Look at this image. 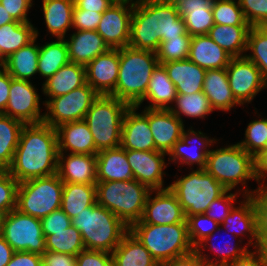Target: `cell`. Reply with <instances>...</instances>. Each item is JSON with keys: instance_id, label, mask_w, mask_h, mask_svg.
<instances>
[{"instance_id": "cell-4", "label": "cell", "mask_w": 267, "mask_h": 266, "mask_svg": "<svg viewBox=\"0 0 267 266\" xmlns=\"http://www.w3.org/2000/svg\"><path fill=\"white\" fill-rule=\"evenodd\" d=\"M82 237L85 249L112 253L129 231L115 214L95 203L71 219Z\"/></svg>"}, {"instance_id": "cell-34", "label": "cell", "mask_w": 267, "mask_h": 266, "mask_svg": "<svg viewBox=\"0 0 267 266\" xmlns=\"http://www.w3.org/2000/svg\"><path fill=\"white\" fill-rule=\"evenodd\" d=\"M31 22H11L0 27V64L15 51L38 37Z\"/></svg>"}, {"instance_id": "cell-55", "label": "cell", "mask_w": 267, "mask_h": 266, "mask_svg": "<svg viewBox=\"0 0 267 266\" xmlns=\"http://www.w3.org/2000/svg\"><path fill=\"white\" fill-rule=\"evenodd\" d=\"M101 17L102 13L99 12L74 9L72 28L76 30H96Z\"/></svg>"}, {"instance_id": "cell-59", "label": "cell", "mask_w": 267, "mask_h": 266, "mask_svg": "<svg viewBox=\"0 0 267 266\" xmlns=\"http://www.w3.org/2000/svg\"><path fill=\"white\" fill-rule=\"evenodd\" d=\"M42 257L40 254L19 251L14 252L11 260L6 266H41Z\"/></svg>"}, {"instance_id": "cell-30", "label": "cell", "mask_w": 267, "mask_h": 266, "mask_svg": "<svg viewBox=\"0 0 267 266\" xmlns=\"http://www.w3.org/2000/svg\"><path fill=\"white\" fill-rule=\"evenodd\" d=\"M86 83L85 66L69 62L53 76L45 80L42 90L44 95L54 98L68 94Z\"/></svg>"}, {"instance_id": "cell-53", "label": "cell", "mask_w": 267, "mask_h": 266, "mask_svg": "<svg viewBox=\"0 0 267 266\" xmlns=\"http://www.w3.org/2000/svg\"><path fill=\"white\" fill-rule=\"evenodd\" d=\"M40 221L44 236H49L52 235L53 232L65 230V228L72 225L71 218L67 216L61 208L41 218Z\"/></svg>"}, {"instance_id": "cell-65", "label": "cell", "mask_w": 267, "mask_h": 266, "mask_svg": "<svg viewBox=\"0 0 267 266\" xmlns=\"http://www.w3.org/2000/svg\"><path fill=\"white\" fill-rule=\"evenodd\" d=\"M13 248L0 236V266H6L14 254Z\"/></svg>"}, {"instance_id": "cell-56", "label": "cell", "mask_w": 267, "mask_h": 266, "mask_svg": "<svg viewBox=\"0 0 267 266\" xmlns=\"http://www.w3.org/2000/svg\"><path fill=\"white\" fill-rule=\"evenodd\" d=\"M0 4L15 21L30 22L27 13L29 8L32 7V0H0Z\"/></svg>"}, {"instance_id": "cell-28", "label": "cell", "mask_w": 267, "mask_h": 266, "mask_svg": "<svg viewBox=\"0 0 267 266\" xmlns=\"http://www.w3.org/2000/svg\"><path fill=\"white\" fill-rule=\"evenodd\" d=\"M213 110L229 111L235 105L242 106L234 97L228 82L226 68L208 69L205 73L203 90Z\"/></svg>"}, {"instance_id": "cell-50", "label": "cell", "mask_w": 267, "mask_h": 266, "mask_svg": "<svg viewBox=\"0 0 267 266\" xmlns=\"http://www.w3.org/2000/svg\"><path fill=\"white\" fill-rule=\"evenodd\" d=\"M183 19L191 36L208 35L214 25L212 10L190 11Z\"/></svg>"}, {"instance_id": "cell-19", "label": "cell", "mask_w": 267, "mask_h": 266, "mask_svg": "<svg viewBox=\"0 0 267 266\" xmlns=\"http://www.w3.org/2000/svg\"><path fill=\"white\" fill-rule=\"evenodd\" d=\"M119 73V49H109L85 66L86 83L99 95H110Z\"/></svg>"}, {"instance_id": "cell-20", "label": "cell", "mask_w": 267, "mask_h": 266, "mask_svg": "<svg viewBox=\"0 0 267 266\" xmlns=\"http://www.w3.org/2000/svg\"><path fill=\"white\" fill-rule=\"evenodd\" d=\"M148 123L156 150L168 155L184 132V122L169 109L148 108Z\"/></svg>"}, {"instance_id": "cell-21", "label": "cell", "mask_w": 267, "mask_h": 266, "mask_svg": "<svg viewBox=\"0 0 267 266\" xmlns=\"http://www.w3.org/2000/svg\"><path fill=\"white\" fill-rule=\"evenodd\" d=\"M67 156L58 153L57 175L63 183H97L96 155L70 153Z\"/></svg>"}, {"instance_id": "cell-52", "label": "cell", "mask_w": 267, "mask_h": 266, "mask_svg": "<svg viewBox=\"0 0 267 266\" xmlns=\"http://www.w3.org/2000/svg\"><path fill=\"white\" fill-rule=\"evenodd\" d=\"M231 190H226L220 197L215 199L204 213L207 217L211 218L219 225L224 222L230 214L232 208L235 206L234 202L237 198V193H229ZM220 208V209H219Z\"/></svg>"}, {"instance_id": "cell-8", "label": "cell", "mask_w": 267, "mask_h": 266, "mask_svg": "<svg viewBox=\"0 0 267 266\" xmlns=\"http://www.w3.org/2000/svg\"><path fill=\"white\" fill-rule=\"evenodd\" d=\"M205 170L226 190L234 189L239 183L244 187L243 196H249L254 190L245 189L246 180H256L254 175V157L238 143L210 150Z\"/></svg>"}, {"instance_id": "cell-13", "label": "cell", "mask_w": 267, "mask_h": 266, "mask_svg": "<svg viewBox=\"0 0 267 266\" xmlns=\"http://www.w3.org/2000/svg\"><path fill=\"white\" fill-rule=\"evenodd\" d=\"M226 71L232 93L241 105L250 103L266 88L261 71L246 56L232 57Z\"/></svg>"}, {"instance_id": "cell-26", "label": "cell", "mask_w": 267, "mask_h": 266, "mask_svg": "<svg viewBox=\"0 0 267 266\" xmlns=\"http://www.w3.org/2000/svg\"><path fill=\"white\" fill-rule=\"evenodd\" d=\"M96 156L97 182L134 179L126 150L121 146L98 151Z\"/></svg>"}, {"instance_id": "cell-62", "label": "cell", "mask_w": 267, "mask_h": 266, "mask_svg": "<svg viewBox=\"0 0 267 266\" xmlns=\"http://www.w3.org/2000/svg\"><path fill=\"white\" fill-rule=\"evenodd\" d=\"M112 4L111 0H74V9L103 13Z\"/></svg>"}, {"instance_id": "cell-17", "label": "cell", "mask_w": 267, "mask_h": 266, "mask_svg": "<svg viewBox=\"0 0 267 266\" xmlns=\"http://www.w3.org/2000/svg\"><path fill=\"white\" fill-rule=\"evenodd\" d=\"M166 153L160 151L126 150V158L130 164L134 179L147 186L150 190H163L165 174L163 169Z\"/></svg>"}, {"instance_id": "cell-48", "label": "cell", "mask_w": 267, "mask_h": 266, "mask_svg": "<svg viewBox=\"0 0 267 266\" xmlns=\"http://www.w3.org/2000/svg\"><path fill=\"white\" fill-rule=\"evenodd\" d=\"M18 184L8 170L0 171V214L6 215L16 208Z\"/></svg>"}, {"instance_id": "cell-47", "label": "cell", "mask_w": 267, "mask_h": 266, "mask_svg": "<svg viewBox=\"0 0 267 266\" xmlns=\"http://www.w3.org/2000/svg\"><path fill=\"white\" fill-rule=\"evenodd\" d=\"M229 241L225 242L224 247L222 246H215L213 243H210L209 249L214 251L215 253L219 254L218 257H215V261L208 258V255L203 254V252H197L198 255L202 258V260L206 263V265H220L223 266L225 264L231 263L236 259H240L244 257L250 250H248V245L242 246L241 248L238 247V243L230 245ZM218 258V259H217ZM220 259V260H219Z\"/></svg>"}, {"instance_id": "cell-36", "label": "cell", "mask_w": 267, "mask_h": 266, "mask_svg": "<svg viewBox=\"0 0 267 266\" xmlns=\"http://www.w3.org/2000/svg\"><path fill=\"white\" fill-rule=\"evenodd\" d=\"M35 42L36 38L0 64L12 78L29 81L30 77L38 73L39 46Z\"/></svg>"}, {"instance_id": "cell-11", "label": "cell", "mask_w": 267, "mask_h": 266, "mask_svg": "<svg viewBox=\"0 0 267 266\" xmlns=\"http://www.w3.org/2000/svg\"><path fill=\"white\" fill-rule=\"evenodd\" d=\"M1 236L15 252L25 251L42 255L46 251L40 219L24 214L16 208L4 215Z\"/></svg>"}, {"instance_id": "cell-18", "label": "cell", "mask_w": 267, "mask_h": 266, "mask_svg": "<svg viewBox=\"0 0 267 266\" xmlns=\"http://www.w3.org/2000/svg\"><path fill=\"white\" fill-rule=\"evenodd\" d=\"M137 110V106H130L124 115L120 146L125 150L157 151L148 123V108L141 113Z\"/></svg>"}, {"instance_id": "cell-39", "label": "cell", "mask_w": 267, "mask_h": 266, "mask_svg": "<svg viewBox=\"0 0 267 266\" xmlns=\"http://www.w3.org/2000/svg\"><path fill=\"white\" fill-rule=\"evenodd\" d=\"M68 47L65 39L39 45L38 73L47 80L62 66L69 63Z\"/></svg>"}, {"instance_id": "cell-57", "label": "cell", "mask_w": 267, "mask_h": 266, "mask_svg": "<svg viewBox=\"0 0 267 266\" xmlns=\"http://www.w3.org/2000/svg\"><path fill=\"white\" fill-rule=\"evenodd\" d=\"M178 14L184 18L190 11L212 10L214 0H169Z\"/></svg>"}, {"instance_id": "cell-44", "label": "cell", "mask_w": 267, "mask_h": 266, "mask_svg": "<svg viewBox=\"0 0 267 266\" xmlns=\"http://www.w3.org/2000/svg\"><path fill=\"white\" fill-rule=\"evenodd\" d=\"M214 24L250 25L244 17L239 2L233 0H214L212 4Z\"/></svg>"}, {"instance_id": "cell-43", "label": "cell", "mask_w": 267, "mask_h": 266, "mask_svg": "<svg viewBox=\"0 0 267 266\" xmlns=\"http://www.w3.org/2000/svg\"><path fill=\"white\" fill-rule=\"evenodd\" d=\"M246 50H250L251 54L245 56L261 71L267 87V26L250 28Z\"/></svg>"}, {"instance_id": "cell-41", "label": "cell", "mask_w": 267, "mask_h": 266, "mask_svg": "<svg viewBox=\"0 0 267 266\" xmlns=\"http://www.w3.org/2000/svg\"><path fill=\"white\" fill-rule=\"evenodd\" d=\"M174 103L175 107L171 106L169 110L182 122V114L187 117H198L203 119L206 115L214 111L203 91L196 92L191 95L177 94Z\"/></svg>"}, {"instance_id": "cell-60", "label": "cell", "mask_w": 267, "mask_h": 266, "mask_svg": "<svg viewBox=\"0 0 267 266\" xmlns=\"http://www.w3.org/2000/svg\"><path fill=\"white\" fill-rule=\"evenodd\" d=\"M254 175L259 186H267L264 184L267 177V148L261 150L257 155L254 156Z\"/></svg>"}, {"instance_id": "cell-66", "label": "cell", "mask_w": 267, "mask_h": 266, "mask_svg": "<svg viewBox=\"0 0 267 266\" xmlns=\"http://www.w3.org/2000/svg\"><path fill=\"white\" fill-rule=\"evenodd\" d=\"M11 22H18V21H15L10 16V14L7 13L5 8L0 4V27Z\"/></svg>"}, {"instance_id": "cell-42", "label": "cell", "mask_w": 267, "mask_h": 266, "mask_svg": "<svg viewBox=\"0 0 267 266\" xmlns=\"http://www.w3.org/2000/svg\"><path fill=\"white\" fill-rule=\"evenodd\" d=\"M46 251L65 253L76 256L85 249L80 231L70 225L65 230L53 232L52 235L45 236Z\"/></svg>"}, {"instance_id": "cell-1", "label": "cell", "mask_w": 267, "mask_h": 266, "mask_svg": "<svg viewBox=\"0 0 267 266\" xmlns=\"http://www.w3.org/2000/svg\"><path fill=\"white\" fill-rule=\"evenodd\" d=\"M57 131L41 122L25 124L15 150L11 166L7 169L18 183L57 173Z\"/></svg>"}, {"instance_id": "cell-67", "label": "cell", "mask_w": 267, "mask_h": 266, "mask_svg": "<svg viewBox=\"0 0 267 266\" xmlns=\"http://www.w3.org/2000/svg\"><path fill=\"white\" fill-rule=\"evenodd\" d=\"M257 250L261 253V255L265 258L267 263V238H265L259 245Z\"/></svg>"}, {"instance_id": "cell-38", "label": "cell", "mask_w": 267, "mask_h": 266, "mask_svg": "<svg viewBox=\"0 0 267 266\" xmlns=\"http://www.w3.org/2000/svg\"><path fill=\"white\" fill-rule=\"evenodd\" d=\"M25 124L0 113V167L7 170L13 161L20 134Z\"/></svg>"}, {"instance_id": "cell-7", "label": "cell", "mask_w": 267, "mask_h": 266, "mask_svg": "<svg viewBox=\"0 0 267 266\" xmlns=\"http://www.w3.org/2000/svg\"><path fill=\"white\" fill-rule=\"evenodd\" d=\"M129 104L111 95H99L86 113L85 121L97 151L120 146L122 122Z\"/></svg>"}, {"instance_id": "cell-22", "label": "cell", "mask_w": 267, "mask_h": 266, "mask_svg": "<svg viewBox=\"0 0 267 266\" xmlns=\"http://www.w3.org/2000/svg\"><path fill=\"white\" fill-rule=\"evenodd\" d=\"M58 153L96 155L98 151L89 126L85 120L65 123L56 128ZM67 151V152H66Z\"/></svg>"}, {"instance_id": "cell-10", "label": "cell", "mask_w": 267, "mask_h": 266, "mask_svg": "<svg viewBox=\"0 0 267 266\" xmlns=\"http://www.w3.org/2000/svg\"><path fill=\"white\" fill-rule=\"evenodd\" d=\"M64 183L57 173L18 184L16 209L43 218L61 208Z\"/></svg>"}, {"instance_id": "cell-16", "label": "cell", "mask_w": 267, "mask_h": 266, "mask_svg": "<svg viewBox=\"0 0 267 266\" xmlns=\"http://www.w3.org/2000/svg\"><path fill=\"white\" fill-rule=\"evenodd\" d=\"M155 192V196L151 195ZM186 222L185 212L176 195L169 189L151 190L139 222L134 224L168 225Z\"/></svg>"}, {"instance_id": "cell-15", "label": "cell", "mask_w": 267, "mask_h": 266, "mask_svg": "<svg viewBox=\"0 0 267 266\" xmlns=\"http://www.w3.org/2000/svg\"><path fill=\"white\" fill-rule=\"evenodd\" d=\"M133 8L132 4L113 3L102 13L96 31L110 49L128 46Z\"/></svg>"}, {"instance_id": "cell-29", "label": "cell", "mask_w": 267, "mask_h": 266, "mask_svg": "<svg viewBox=\"0 0 267 266\" xmlns=\"http://www.w3.org/2000/svg\"><path fill=\"white\" fill-rule=\"evenodd\" d=\"M177 97V90L172 83L166 69L158 64L153 70L144 98L136 105L138 108L144 100H149L150 109H169Z\"/></svg>"}, {"instance_id": "cell-32", "label": "cell", "mask_w": 267, "mask_h": 266, "mask_svg": "<svg viewBox=\"0 0 267 266\" xmlns=\"http://www.w3.org/2000/svg\"><path fill=\"white\" fill-rule=\"evenodd\" d=\"M113 266H159L145 246L128 231L111 253Z\"/></svg>"}, {"instance_id": "cell-23", "label": "cell", "mask_w": 267, "mask_h": 266, "mask_svg": "<svg viewBox=\"0 0 267 266\" xmlns=\"http://www.w3.org/2000/svg\"><path fill=\"white\" fill-rule=\"evenodd\" d=\"M65 41L69 61L83 66L110 49L96 30H77Z\"/></svg>"}, {"instance_id": "cell-5", "label": "cell", "mask_w": 267, "mask_h": 266, "mask_svg": "<svg viewBox=\"0 0 267 266\" xmlns=\"http://www.w3.org/2000/svg\"><path fill=\"white\" fill-rule=\"evenodd\" d=\"M96 203L115 214L127 227L143 216L150 189L135 179L96 184Z\"/></svg>"}, {"instance_id": "cell-37", "label": "cell", "mask_w": 267, "mask_h": 266, "mask_svg": "<svg viewBox=\"0 0 267 266\" xmlns=\"http://www.w3.org/2000/svg\"><path fill=\"white\" fill-rule=\"evenodd\" d=\"M96 203V185L64 183L61 209L71 219Z\"/></svg>"}, {"instance_id": "cell-2", "label": "cell", "mask_w": 267, "mask_h": 266, "mask_svg": "<svg viewBox=\"0 0 267 266\" xmlns=\"http://www.w3.org/2000/svg\"><path fill=\"white\" fill-rule=\"evenodd\" d=\"M186 32L184 19L169 0H140L134 4L128 46L156 52L161 41Z\"/></svg>"}, {"instance_id": "cell-46", "label": "cell", "mask_w": 267, "mask_h": 266, "mask_svg": "<svg viewBox=\"0 0 267 266\" xmlns=\"http://www.w3.org/2000/svg\"><path fill=\"white\" fill-rule=\"evenodd\" d=\"M238 144L253 157L267 148V119L250 122L245 131V140Z\"/></svg>"}, {"instance_id": "cell-64", "label": "cell", "mask_w": 267, "mask_h": 266, "mask_svg": "<svg viewBox=\"0 0 267 266\" xmlns=\"http://www.w3.org/2000/svg\"><path fill=\"white\" fill-rule=\"evenodd\" d=\"M223 266H267L265 258L256 249L249 251L244 257L236 259L235 261L225 264Z\"/></svg>"}, {"instance_id": "cell-49", "label": "cell", "mask_w": 267, "mask_h": 266, "mask_svg": "<svg viewBox=\"0 0 267 266\" xmlns=\"http://www.w3.org/2000/svg\"><path fill=\"white\" fill-rule=\"evenodd\" d=\"M256 213L258 245L267 238V186H259L249 195Z\"/></svg>"}, {"instance_id": "cell-31", "label": "cell", "mask_w": 267, "mask_h": 266, "mask_svg": "<svg viewBox=\"0 0 267 266\" xmlns=\"http://www.w3.org/2000/svg\"><path fill=\"white\" fill-rule=\"evenodd\" d=\"M245 200L241 202L239 207H233L230 214L221 224L226 229L236 233L234 238L238 235L249 234V244H252L255 250L258 248V237H257V224H256V213L253 205V200L250 196H244ZM253 240H255L253 242Z\"/></svg>"}, {"instance_id": "cell-63", "label": "cell", "mask_w": 267, "mask_h": 266, "mask_svg": "<svg viewBox=\"0 0 267 266\" xmlns=\"http://www.w3.org/2000/svg\"><path fill=\"white\" fill-rule=\"evenodd\" d=\"M11 80V75L0 66V113L5 112L10 95Z\"/></svg>"}, {"instance_id": "cell-54", "label": "cell", "mask_w": 267, "mask_h": 266, "mask_svg": "<svg viewBox=\"0 0 267 266\" xmlns=\"http://www.w3.org/2000/svg\"><path fill=\"white\" fill-rule=\"evenodd\" d=\"M76 266H113L112 254L84 249L76 255Z\"/></svg>"}, {"instance_id": "cell-33", "label": "cell", "mask_w": 267, "mask_h": 266, "mask_svg": "<svg viewBox=\"0 0 267 266\" xmlns=\"http://www.w3.org/2000/svg\"><path fill=\"white\" fill-rule=\"evenodd\" d=\"M42 8L48 32L56 39H65L72 27L74 0H42Z\"/></svg>"}, {"instance_id": "cell-12", "label": "cell", "mask_w": 267, "mask_h": 266, "mask_svg": "<svg viewBox=\"0 0 267 266\" xmlns=\"http://www.w3.org/2000/svg\"><path fill=\"white\" fill-rule=\"evenodd\" d=\"M99 94L87 83L68 94L45 100L47 109L43 122L54 129L62 124L84 120L86 113Z\"/></svg>"}, {"instance_id": "cell-61", "label": "cell", "mask_w": 267, "mask_h": 266, "mask_svg": "<svg viewBox=\"0 0 267 266\" xmlns=\"http://www.w3.org/2000/svg\"><path fill=\"white\" fill-rule=\"evenodd\" d=\"M205 265L206 263L202 260V258L198 255V253L195 250L187 255L177 257L172 260L159 264V266H205Z\"/></svg>"}, {"instance_id": "cell-45", "label": "cell", "mask_w": 267, "mask_h": 266, "mask_svg": "<svg viewBox=\"0 0 267 266\" xmlns=\"http://www.w3.org/2000/svg\"><path fill=\"white\" fill-rule=\"evenodd\" d=\"M192 36L186 32L180 38L161 41L156 55L159 64L188 58Z\"/></svg>"}, {"instance_id": "cell-9", "label": "cell", "mask_w": 267, "mask_h": 266, "mask_svg": "<svg viewBox=\"0 0 267 266\" xmlns=\"http://www.w3.org/2000/svg\"><path fill=\"white\" fill-rule=\"evenodd\" d=\"M176 195L185 216L204 214L208 206L226 189L205 169L193 170L169 185Z\"/></svg>"}, {"instance_id": "cell-35", "label": "cell", "mask_w": 267, "mask_h": 266, "mask_svg": "<svg viewBox=\"0 0 267 266\" xmlns=\"http://www.w3.org/2000/svg\"><path fill=\"white\" fill-rule=\"evenodd\" d=\"M250 25L214 24L208 36L232 57H242L247 50V36Z\"/></svg>"}, {"instance_id": "cell-24", "label": "cell", "mask_w": 267, "mask_h": 266, "mask_svg": "<svg viewBox=\"0 0 267 266\" xmlns=\"http://www.w3.org/2000/svg\"><path fill=\"white\" fill-rule=\"evenodd\" d=\"M194 140H196L197 144L200 143V149L198 151L193 150L192 152L191 149L189 151V145ZM214 141H216L214 138L209 139L207 136H205V133L203 134L201 131L196 132L192 129V127L186 131L184 129L181 138L174 144L172 150L168 153L169 157H171L168 159H171L170 161L175 163L179 161V164L181 163L182 165L185 163L192 166L195 163L199 169H205L207 155L210 152L207 147L212 146L213 143H216Z\"/></svg>"}, {"instance_id": "cell-68", "label": "cell", "mask_w": 267, "mask_h": 266, "mask_svg": "<svg viewBox=\"0 0 267 266\" xmlns=\"http://www.w3.org/2000/svg\"><path fill=\"white\" fill-rule=\"evenodd\" d=\"M113 3H127V4H132L134 5L135 3L139 2L140 0H111Z\"/></svg>"}, {"instance_id": "cell-58", "label": "cell", "mask_w": 267, "mask_h": 266, "mask_svg": "<svg viewBox=\"0 0 267 266\" xmlns=\"http://www.w3.org/2000/svg\"><path fill=\"white\" fill-rule=\"evenodd\" d=\"M41 257L43 266H76V256L70 254L45 251Z\"/></svg>"}, {"instance_id": "cell-3", "label": "cell", "mask_w": 267, "mask_h": 266, "mask_svg": "<svg viewBox=\"0 0 267 266\" xmlns=\"http://www.w3.org/2000/svg\"><path fill=\"white\" fill-rule=\"evenodd\" d=\"M159 64L156 52L119 48V73L115 90L110 94L136 106L145 96L153 70Z\"/></svg>"}, {"instance_id": "cell-14", "label": "cell", "mask_w": 267, "mask_h": 266, "mask_svg": "<svg viewBox=\"0 0 267 266\" xmlns=\"http://www.w3.org/2000/svg\"><path fill=\"white\" fill-rule=\"evenodd\" d=\"M39 102L40 97L30 81L12 78L9 100L3 114L24 124L41 123L44 114L40 115Z\"/></svg>"}, {"instance_id": "cell-6", "label": "cell", "mask_w": 267, "mask_h": 266, "mask_svg": "<svg viewBox=\"0 0 267 266\" xmlns=\"http://www.w3.org/2000/svg\"><path fill=\"white\" fill-rule=\"evenodd\" d=\"M129 231L159 264L194 251L186 222L168 225L133 224Z\"/></svg>"}, {"instance_id": "cell-69", "label": "cell", "mask_w": 267, "mask_h": 266, "mask_svg": "<svg viewBox=\"0 0 267 266\" xmlns=\"http://www.w3.org/2000/svg\"><path fill=\"white\" fill-rule=\"evenodd\" d=\"M4 215L0 214V236L2 235V222H3Z\"/></svg>"}, {"instance_id": "cell-40", "label": "cell", "mask_w": 267, "mask_h": 266, "mask_svg": "<svg viewBox=\"0 0 267 266\" xmlns=\"http://www.w3.org/2000/svg\"><path fill=\"white\" fill-rule=\"evenodd\" d=\"M186 223L188 237L196 252L206 249V245H209L208 242L215 236V232L220 231L221 226L204 214L186 216Z\"/></svg>"}, {"instance_id": "cell-25", "label": "cell", "mask_w": 267, "mask_h": 266, "mask_svg": "<svg viewBox=\"0 0 267 266\" xmlns=\"http://www.w3.org/2000/svg\"><path fill=\"white\" fill-rule=\"evenodd\" d=\"M168 77L175 85L177 94H193L203 90L206 69L201 68L188 58L162 63Z\"/></svg>"}, {"instance_id": "cell-51", "label": "cell", "mask_w": 267, "mask_h": 266, "mask_svg": "<svg viewBox=\"0 0 267 266\" xmlns=\"http://www.w3.org/2000/svg\"><path fill=\"white\" fill-rule=\"evenodd\" d=\"M245 20L251 27L267 26V0H239Z\"/></svg>"}, {"instance_id": "cell-27", "label": "cell", "mask_w": 267, "mask_h": 266, "mask_svg": "<svg viewBox=\"0 0 267 266\" xmlns=\"http://www.w3.org/2000/svg\"><path fill=\"white\" fill-rule=\"evenodd\" d=\"M188 59L206 70L223 69L228 66L232 56L208 35H197L192 36Z\"/></svg>"}]
</instances>
